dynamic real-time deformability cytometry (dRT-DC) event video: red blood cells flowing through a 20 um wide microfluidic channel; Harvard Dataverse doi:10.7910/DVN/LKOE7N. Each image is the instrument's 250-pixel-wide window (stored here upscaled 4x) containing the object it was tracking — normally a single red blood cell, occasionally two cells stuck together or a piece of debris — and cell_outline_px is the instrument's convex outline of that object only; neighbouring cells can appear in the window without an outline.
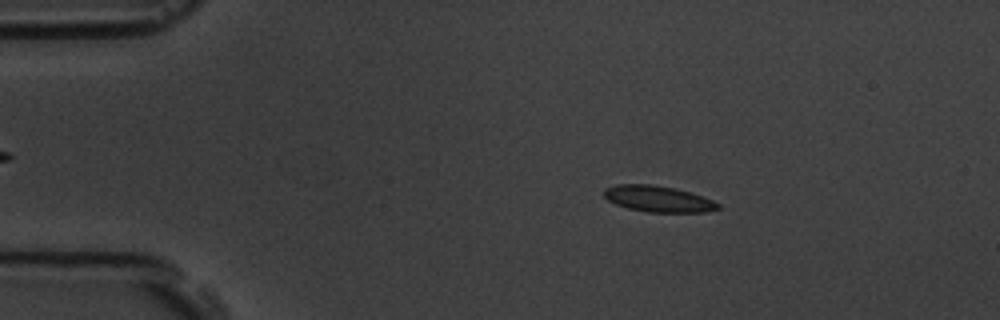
{"species": "common noctule bat (a hibernating species)", "species_latin": "Nyctalus noctula", "temperature_condition": "room temperature", "stored_images_in_passage": 5, "camera_frame_rate_fps": 3000, "um_per_image_px": 0.085, "animal": {"sex": "male", "body_mass_g": 19.5, "forearm_length_mm": 54.6}, "frame": {"image": 1, "passage_image": 3, "time_ms": 2.333, "image_size_px": [1000, 320], "cell_outline_px": [[720, 208], [704, 212], [648, 212], [628, 208], [616, 204], [608, 200], [604, 196], [604, 188], [616, 184], [652, 184], [672, 188], [688, 192], [712, 200], [720, 204]], "centroid_in_image_um": [55.9, 16.9], "position_along_channel_um": 29.1, "area_um2": 17.17}}